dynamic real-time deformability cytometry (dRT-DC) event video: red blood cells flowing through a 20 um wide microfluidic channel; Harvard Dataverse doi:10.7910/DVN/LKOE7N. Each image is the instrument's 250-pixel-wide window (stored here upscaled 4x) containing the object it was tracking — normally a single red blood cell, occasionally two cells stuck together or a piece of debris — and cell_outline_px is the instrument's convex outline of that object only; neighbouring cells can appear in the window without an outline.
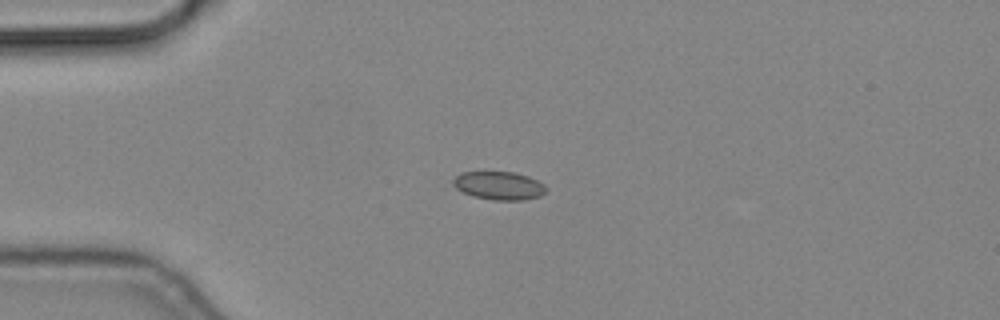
{"species": "common noctule bat (a hibernating species)", "species_latin": "Nyctalus noctula", "temperature_condition": "cold", "stored_images_in_passage": 35, "camera_frame_rate_fps": 3000, "um_per_image_px": 0.085, "animal": {"sex": "male", "body_mass_g": 19.2, "forearm_length_mm": 51.8}, "frame": {"image": 1, "passage_image": 4, "time_ms": 1.0, "image_size_px": [1000, 320], "cell_outline_px": [[544, 192], [540, 196], [520, 200], [492, 200], [472, 196], [456, 188], [452, 184], [452, 180], [460, 172], [512, 172], [528, 176], [544, 184]], "centroid_in_image_um": [42.36, 15.77], "position_along_channel_um": 42.6, "area_um2": 15.14}}
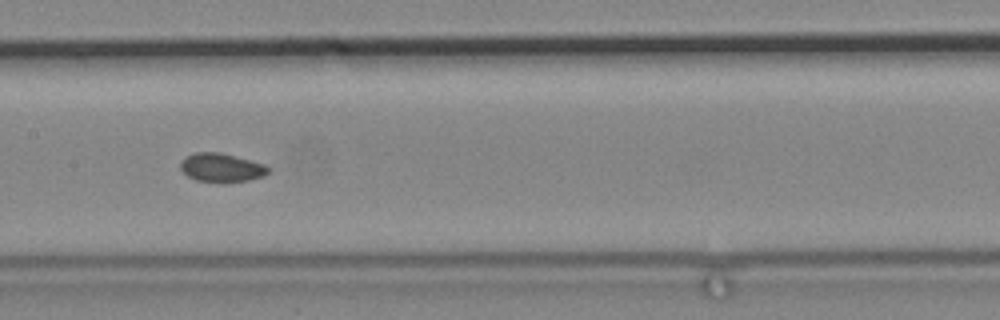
{"frame": {"image": 2, "passage_image": 18, "time_ms": 5.667, "image_size_px": [1000, 320], "cell_outline_px": [[272, 168], [264, 176], [248, 180], [196, 180], [188, 176], [180, 168], [180, 160], [184, 156], [196, 152], [220, 152], [264, 164]], "centroid_in_image_um": [18.81, 14.2], "position_along_channel_um": 188.6, "area_um2": 14.28}}
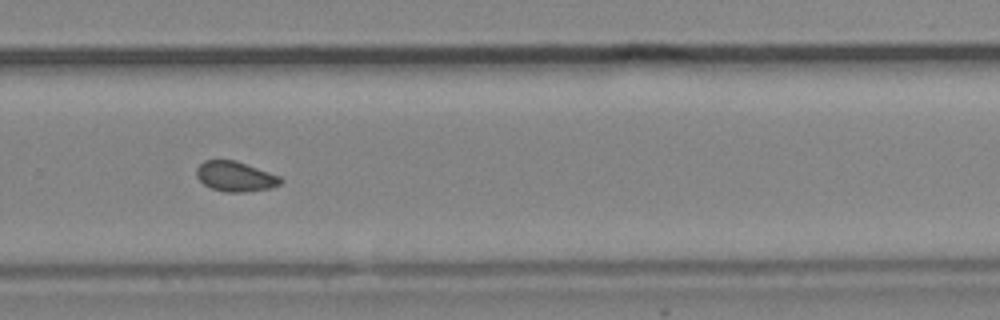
{"frame": {"image": 3, "passage_image": 28, "time_ms": 9.0, "image_size_px": [1000, 320], "cell_outline_px": [[284, 180], [280, 184], [272, 188], [244, 192], [224, 192], [212, 188], [204, 184], [196, 176], [196, 168], [204, 160], [236, 160], [280, 176]], "centroid_in_image_um": [20.01, 15.0], "position_along_channel_um": 309.8, "area_um2": 14.8}}